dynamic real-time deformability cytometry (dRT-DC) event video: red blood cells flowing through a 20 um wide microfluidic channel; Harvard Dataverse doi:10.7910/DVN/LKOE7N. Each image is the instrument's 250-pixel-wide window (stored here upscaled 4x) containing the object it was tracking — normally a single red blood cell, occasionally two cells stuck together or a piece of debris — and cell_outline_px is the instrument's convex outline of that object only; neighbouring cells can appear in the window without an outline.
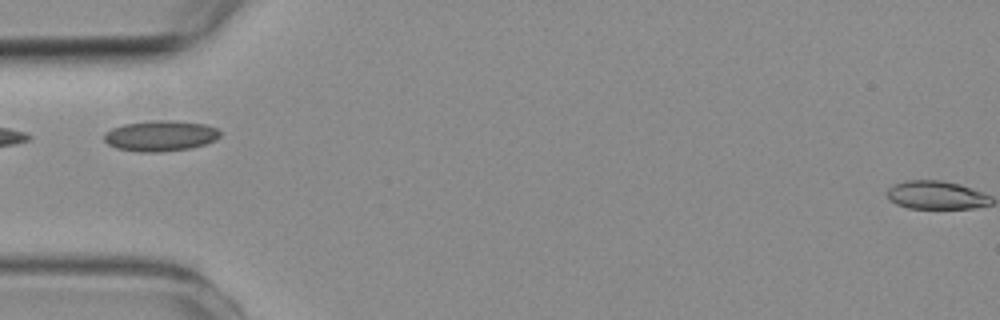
{"species": "common noctule bat (a hibernating species)", "species_latin": "Nyctalus noctula", "temperature_condition": "room temperature", "stored_images_in_passage": 5, "camera_frame_rate_fps": 3000, "um_per_image_px": 0.085, "animal": {"sex": "female", "body_mass_g": 19.3, "forearm_length_mm": 54.1}, "frame": {"image": 1, "passage_image": 5, "time_ms": 4.667, "image_size_px": [1000, 320], "cell_outline_px": [[220, 136], [216, 140], [192, 148], [160, 152], [140, 152], [116, 148], [108, 144], [104, 140], [104, 132], [112, 128], [124, 124], [156, 120], [176, 120], [204, 124], [216, 128], [220, 132]], "centroid_in_image_um": [13.63, 11.54], "position_along_channel_um": 71.4, "area_um2": 20.81}}